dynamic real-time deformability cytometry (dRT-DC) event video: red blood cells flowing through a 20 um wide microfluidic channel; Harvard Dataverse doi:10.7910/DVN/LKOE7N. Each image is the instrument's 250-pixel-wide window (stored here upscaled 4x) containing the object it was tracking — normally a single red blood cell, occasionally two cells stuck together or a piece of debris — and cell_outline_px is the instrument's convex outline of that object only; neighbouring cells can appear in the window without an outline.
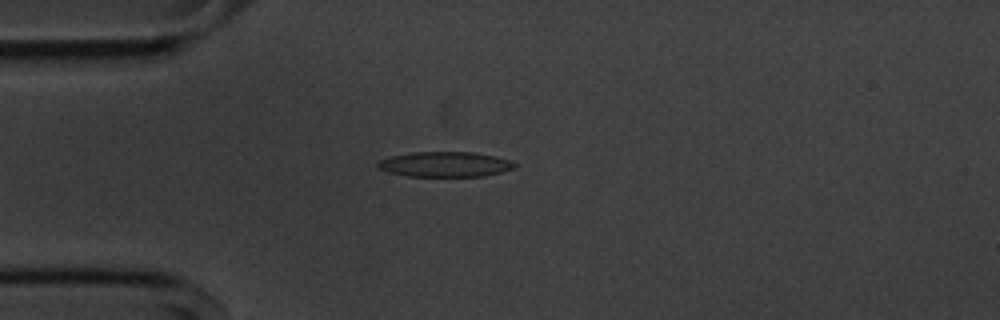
{"species": "common noctule bat (a hibernating species)", "species_latin": "Nyctalus noctula", "temperature_condition": "cold", "stored_images_in_passage": 54, "camera_frame_rate_fps": 3000, "um_per_image_px": 0.085, "animal": {"sex": "male", "body_mass_g": 20.1, "forearm_length_mm": 53.5}, "frame": {"image": 1, "passage_image": 14, "time_ms": 4.333, "image_size_px": [1000, 320], "cell_outline_px": [[516, 168], [484, 176], [408, 176], [388, 172], [376, 168], [376, 164], [380, 160], [392, 156], [412, 152], [472, 152], [496, 156], [508, 160], [516, 164]], "centroid_in_image_um": [37.81, 13.96], "position_along_channel_um": 47.2, "area_um2": 20.0}}
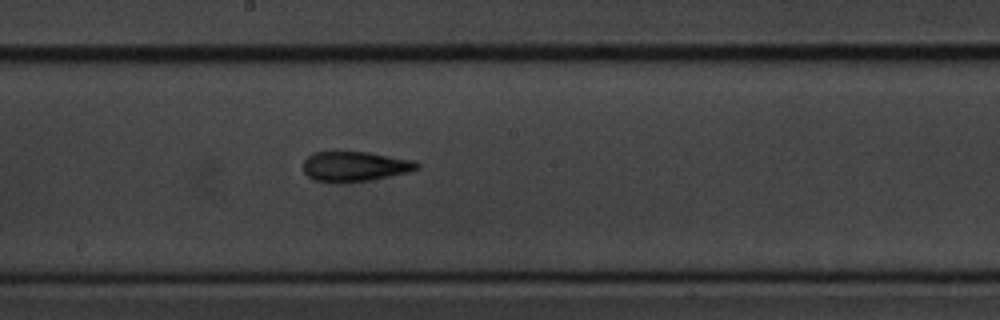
{"frame": {"image": 2, "passage_image": 29, "time_ms": 9.333, "image_size_px": [1000, 320], "cell_outline_px": [[420, 168], [408, 172], [368, 180], [316, 180], [308, 176], [304, 172], [304, 160], [312, 152], [336, 148], [368, 152], [416, 160], [420, 164]], "centroid_in_image_um": [30.17, 14.04], "position_along_channel_um": 218.0, "area_um2": 20.06}}
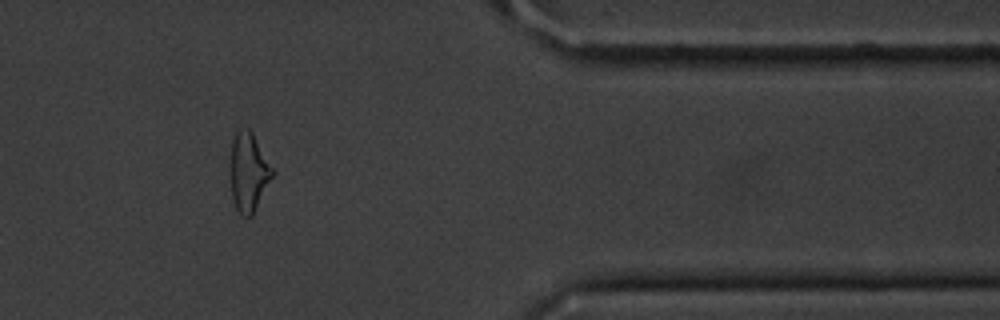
{"frame": {"image": 3, "passage_image": 45, "time_ms": 14.667, "image_size_px": [1000, 320], "cell_outline_px": [[276, 172], [252, 216], [248, 220], [240, 216], [236, 208], [232, 196], [228, 156], [232, 140], [236, 132], [240, 128], [248, 128], [252, 132]], "centroid_in_image_um": [21.11, 14.64], "position_along_channel_um": 390.3, "area_um2": 20.11}, "authors_computed_cell_mechanics": {"area_um2": 19.652, "velocity_mm_per_s": 3.654, "shape_relaxation_time_tau1_ms": 4.8064, "shape_relaxation_time_tau2_ms": 1.936, "deformation_change_tau1": 0.1577, "deformation_change_tau2": 0.1051}}